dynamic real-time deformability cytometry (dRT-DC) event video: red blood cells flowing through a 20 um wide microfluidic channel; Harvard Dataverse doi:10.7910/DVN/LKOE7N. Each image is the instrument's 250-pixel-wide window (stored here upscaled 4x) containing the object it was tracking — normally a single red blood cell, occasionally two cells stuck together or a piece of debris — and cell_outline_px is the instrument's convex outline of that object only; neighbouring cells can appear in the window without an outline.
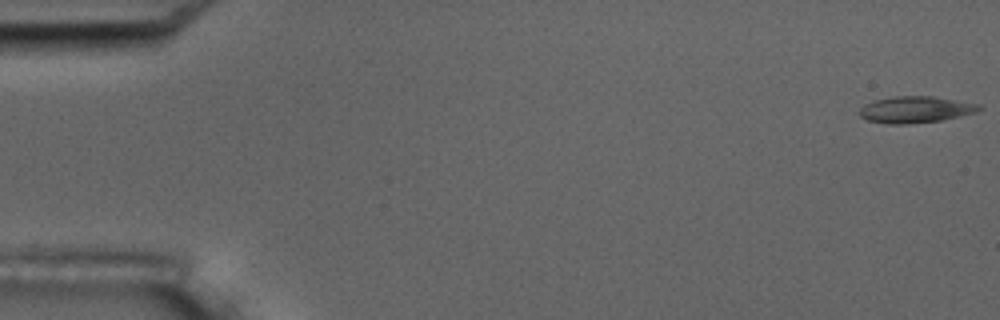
{"species": "common noctule bat (a hibernating species)", "species_latin": "Nyctalus noctula", "temperature_condition": "room temperature", "stored_images_in_passage": 11, "camera_frame_rate_fps": 3000, "um_per_image_px": 0.085, "animal": {"sex": "male", "body_mass_g": 17.5, "forearm_length_mm": 52.3}, "frame": {"image": 1, "passage_image": 1, "time_ms": 0.0, "image_size_px": [1000, 320], "cell_outline_px": [[980, 108], [976, 112], [940, 120], [908, 124], [888, 124], [868, 120], [860, 116], [860, 108], [864, 104], [876, 100], [896, 96], [932, 96], [980, 104]], "centroid_in_image_um": [77.79, 9.31], "position_along_channel_um": 7.2, "area_um2": 18.21}}
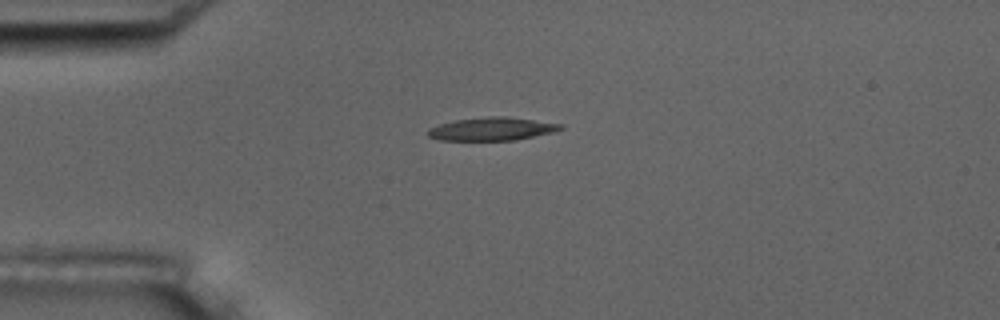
{"frame": {"image": 2, "passage_image": 4, "time_ms": 4.333, "image_size_px": [1000, 320], "cell_outline_px": [[564, 128], [552, 132], [516, 140], [440, 140], [428, 136], [428, 128], [440, 124], [456, 120], [488, 116], [504, 116], [564, 124]], "centroid_in_image_um": [41.82, 10.96], "position_along_channel_um": 43.2, "area_um2": 17.74}}
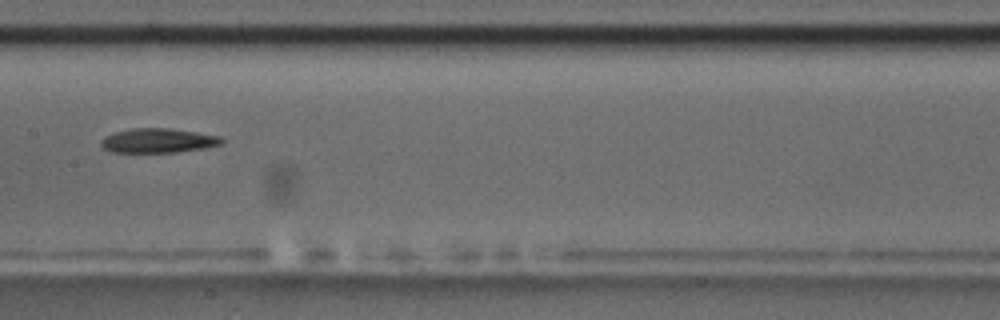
{"frame": {"image": 3, "passage_image": 8, "time_ms": 9.0, "image_size_px": [1000, 320], "cell_outline_px": [[224, 144], [208, 148], [176, 152], [112, 152], [104, 148], [100, 144], [100, 140], [104, 136], [112, 132], [132, 128], [168, 128], [196, 132], [220, 136], [224, 140]], "centroid_in_image_um": [13.45, 11.95], "position_along_channel_um": 193.9, "area_um2": 17.4}}